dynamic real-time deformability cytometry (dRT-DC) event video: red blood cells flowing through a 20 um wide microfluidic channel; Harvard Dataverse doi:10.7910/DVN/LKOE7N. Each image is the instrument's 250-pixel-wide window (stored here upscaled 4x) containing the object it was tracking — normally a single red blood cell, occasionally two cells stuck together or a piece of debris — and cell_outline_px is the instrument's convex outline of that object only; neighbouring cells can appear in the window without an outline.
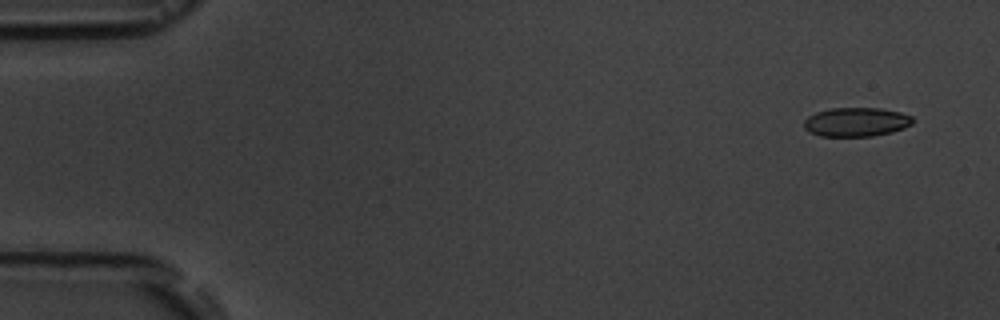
{"species": "common noctule bat (a hibernating species)", "species_latin": "Nyctalus noctula", "temperature_condition": "room temperature", "stored_images_in_passage": 54, "camera_frame_rate_fps": 3000, "um_per_image_px": 0.085, "animal": {"sex": "male", "body_mass_g": 19.5, "forearm_length_mm": 54.6}, "frame": {"image": 1, "passage_image": 1, "time_ms": 0.0, "image_size_px": [1000, 320], "cell_outline_px": [[912, 124], [904, 128], [892, 132], [872, 136], [820, 136], [808, 132], [804, 128], [804, 120], [808, 116], [816, 112], [828, 108], [880, 108], [900, 112], [912, 116]], "centroid_in_image_um": [72.75, 10.37], "position_along_channel_um": 12.2, "area_um2": 18.5}}
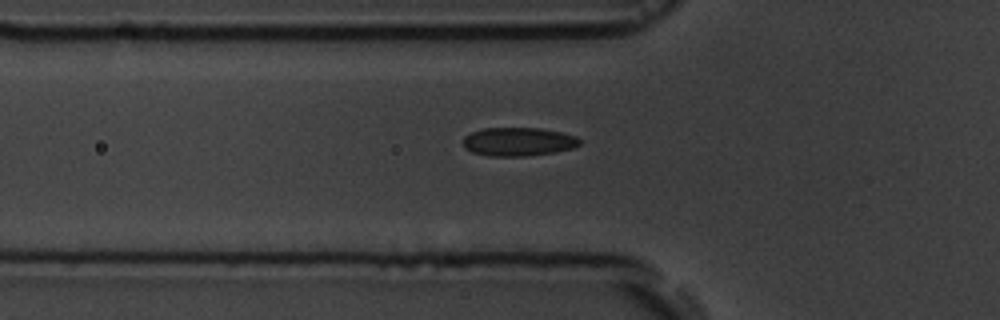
{"frame": {"image": 2, "passage_image": 17, "time_ms": 5.333, "image_size_px": [1000, 320], "cell_outline_px": [[580, 144], [572, 148], [552, 152], [524, 156], [488, 156], [472, 152], [464, 148], [464, 136], [472, 132], [484, 128], [540, 128], [560, 132], [576, 136], [580, 140]], "centroid_in_image_um": [44.03, 12.04], "position_along_channel_um": 81.8, "area_um2": 19.25}}
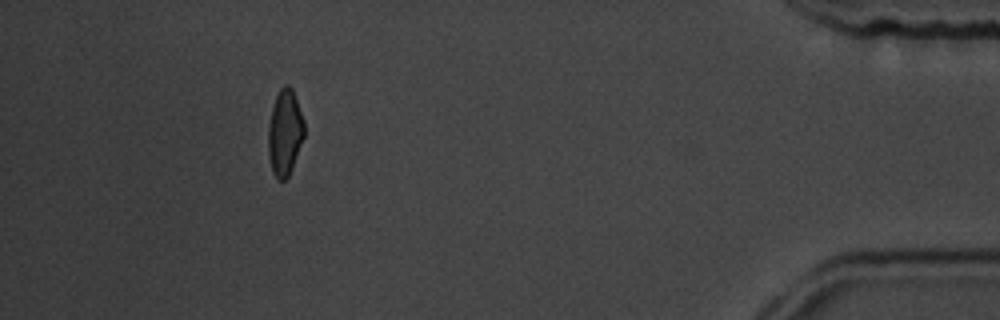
{"frame": {"image": 3, "passage_image": 49, "time_ms": 16.0, "image_size_px": [1000, 320], "cell_outline_px": [[304, 136], [292, 168], [288, 176], [284, 180], [276, 180], [272, 172], [268, 156], [268, 128], [272, 108], [276, 96], [280, 88], [284, 84], [288, 84], [292, 88], [304, 120]], "centroid_in_image_um": [24.2, 11.28], "position_along_channel_um": 411.0, "area_um2": 18.09}, "authors_computed_cell_mechanics": {"area_um2": 18.9873, "velocity_mm_per_s": 3.6326, "shape_relaxation_time_tau1_ms": 4.206, "shape_relaxation_time_tau2_ms": 2.0568, "deformation_change_tau1": 0.1081, "deformation_change_tau2": 0.0571}}